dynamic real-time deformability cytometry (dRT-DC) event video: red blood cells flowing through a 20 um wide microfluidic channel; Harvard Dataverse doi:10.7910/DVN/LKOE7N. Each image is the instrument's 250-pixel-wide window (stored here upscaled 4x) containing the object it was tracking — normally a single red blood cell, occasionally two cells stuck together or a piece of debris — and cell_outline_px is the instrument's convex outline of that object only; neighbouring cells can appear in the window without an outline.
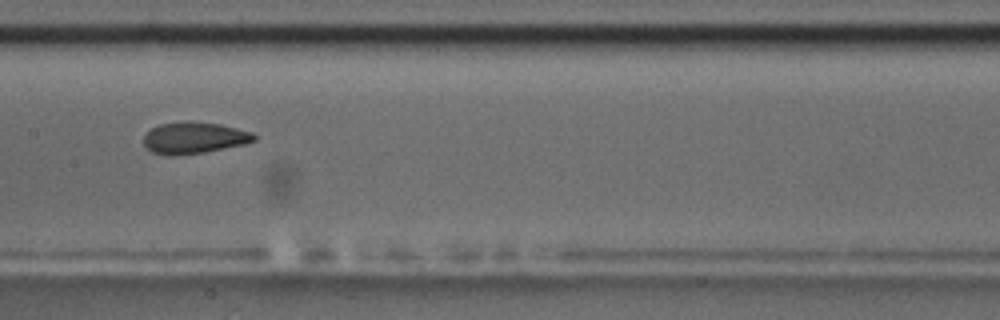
{"species": "common noctule bat (a hibernating species)", "species_latin": "Nyctalus noctula", "temperature_condition": "room temperature", "stored_images_in_passage": 9, "camera_frame_rate_fps": 3000, "um_per_image_px": 0.085, "animal": {"sex": "male", "body_mass_g": 17.5, "forearm_length_mm": 52.3}, "frame": {"image": 1, "passage_image": 7, "time_ms": 6.667, "image_size_px": [1000, 320], "cell_outline_px": [[256, 140], [244, 144], [204, 152], [172, 156], [168, 156], [152, 152], [144, 144], [144, 136], [152, 128], [160, 124], [188, 120], [192, 120], [220, 124], [252, 132], [256, 136]], "centroid_in_image_um": [16.5, 11.7], "position_along_channel_um": 190.9, "area_um2": 20.35}}